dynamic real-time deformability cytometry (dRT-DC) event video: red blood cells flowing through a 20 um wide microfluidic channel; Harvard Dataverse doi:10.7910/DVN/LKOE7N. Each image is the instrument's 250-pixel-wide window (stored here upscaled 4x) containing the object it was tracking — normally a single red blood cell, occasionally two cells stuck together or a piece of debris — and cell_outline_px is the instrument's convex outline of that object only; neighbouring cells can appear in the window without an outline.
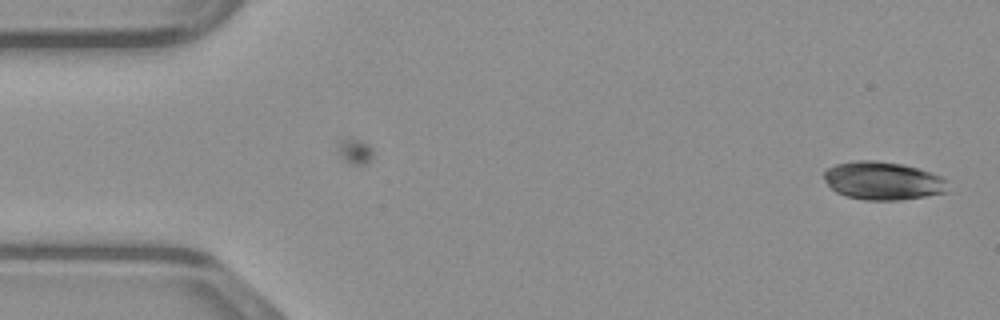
{"species": "common noctule bat (a hibernating species)", "species_latin": "Nyctalus noctula", "temperature_condition": "warm", "stored_images_in_passage": 43, "camera_frame_rate_fps": 3000, "um_per_image_px": 0.085, "animal": {"sex": "male", "body_mass_g": 23.1, "forearm_length_mm": 52.7}, "frame": {"image": 1, "passage_image": 1, "time_ms": 0.0, "image_size_px": [1000, 320], "cell_outline_px": [[948, 192], [900, 200], [864, 200], [848, 196], [836, 192], [824, 180], [824, 172], [828, 168], [836, 164], [860, 160], [872, 160], [900, 164], [916, 168], [940, 176], [944, 180]], "centroid_in_image_um": [75.01, 15.37], "position_along_channel_um": 10.0, "area_um2": 27.05}}
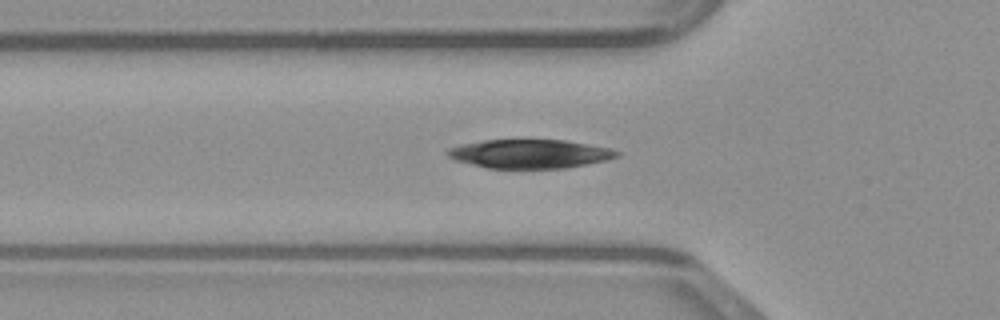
{"frame": {"image": 2, "passage_image": 15, "time_ms": 4.667, "image_size_px": [1000, 320], "cell_outline_px": [[620, 156], [608, 160], [564, 168], [488, 168], [456, 160], [448, 156], [448, 148], [464, 144], [484, 140], [568, 140], [608, 148], [620, 152]], "centroid_in_image_um": [45.08, 13.07], "position_along_channel_um": 80.7, "area_um2": 28.15}}
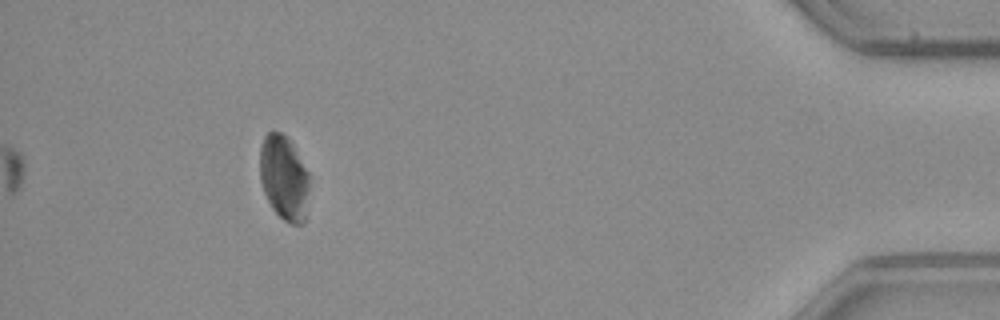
{"frame": {"image": 3, "passage_image": 43, "time_ms": 14.0, "image_size_px": [1000, 320], "cell_outline_px": [[308, 188], [304, 224], [292, 224], [284, 220], [272, 208], [264, 192], [260, 180], [260, 148], [264, 136], [268, 132], [280, 132], [288, 136], [292, 140], [308, 172]], "centroid_in_image_um": [24.13, 15.07], "position_along_channel_um": 411.1, "area_um2": 24.51}}